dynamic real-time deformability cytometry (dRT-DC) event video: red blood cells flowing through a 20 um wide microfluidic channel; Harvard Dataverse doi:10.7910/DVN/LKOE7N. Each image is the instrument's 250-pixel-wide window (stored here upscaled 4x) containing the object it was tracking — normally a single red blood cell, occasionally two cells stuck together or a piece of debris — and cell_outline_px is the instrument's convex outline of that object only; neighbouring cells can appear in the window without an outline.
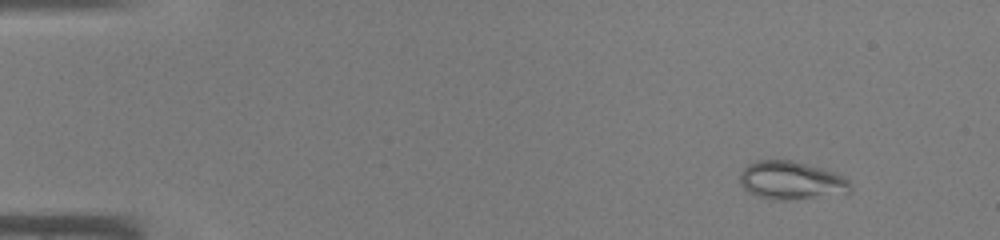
{"species": "common noctule bat (a hibernating species)", "species_latin": "Nyctalus noctula", "temperature_condition": "warm", "stored_images_in_passage": 42, "camera_frame_rate_fps": 3000, "um_per_image_px": 0.085, "animal": {"sex": "male", "body_mass_g": 19.0, "forearm_length_mm": 50.8}, "frame": {"image": 1, "passage_image": 1, "time_ms": 0.0, "image_size_px": [1000, 240], "cell_outline_px": [[852, 188], [848, 192], [784, 200], [772, 200], [756, 196], [748, 192], [740, 184], [740, 172], [748, 164], [760, 160], [792, 160], [808, 164], [844, 176], [848, 180]], "centroid_in_image_um": [67.19, 15.33], "position_along_channel_um": 17.8, "area_um2": 24.28}}
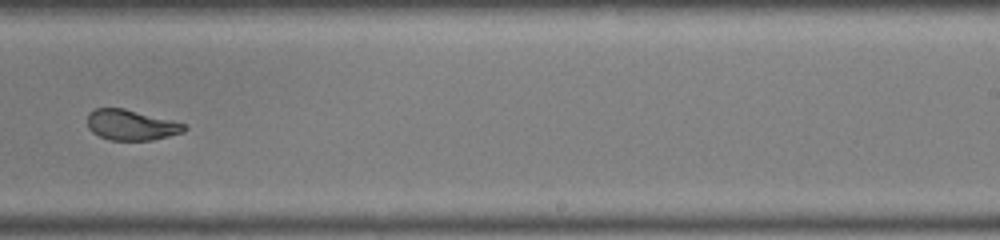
{"frame": {"image": 2, "passage_image": 26, "time_ms": 8.333, "image_size_px": [1000, 240], "cell_outline_px": [[188, 128], [184, 132], [152, 140], [108, 140], [92, 132], [88, 128], [88, 112], [96, 108], [124, 108], [184, 124]], "centroid_in_image_um": [11.11, 10.63], "position_along_channel_um": 277.9, "area_um2": 17.05}}
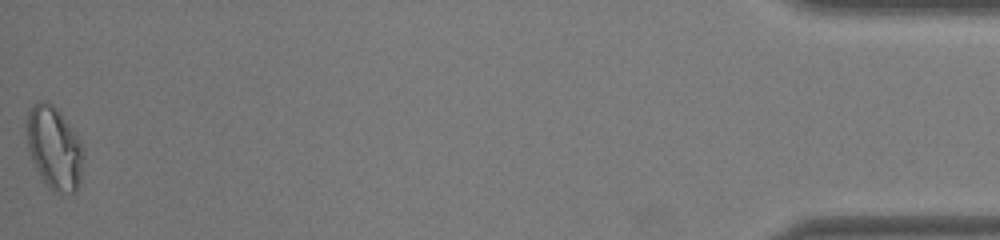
{"frame": {"image": 3, "passage_image": 42, "time_ms": 13.667, "image_size_px": [1000, 240], "cell_outline_px": [[84, 156], [80, 180], [76, 192], [60, 192], [48, 188], [40, 176], [28, 152], [24, 120], [32, 104], [40, 100], [44, 100], [52, 104], [60, 112], [84, 148]], "centroid_in_image_um": [4.57, 12.54], "position_along_channel_um": 430.6, "area_um2": 27.63}}